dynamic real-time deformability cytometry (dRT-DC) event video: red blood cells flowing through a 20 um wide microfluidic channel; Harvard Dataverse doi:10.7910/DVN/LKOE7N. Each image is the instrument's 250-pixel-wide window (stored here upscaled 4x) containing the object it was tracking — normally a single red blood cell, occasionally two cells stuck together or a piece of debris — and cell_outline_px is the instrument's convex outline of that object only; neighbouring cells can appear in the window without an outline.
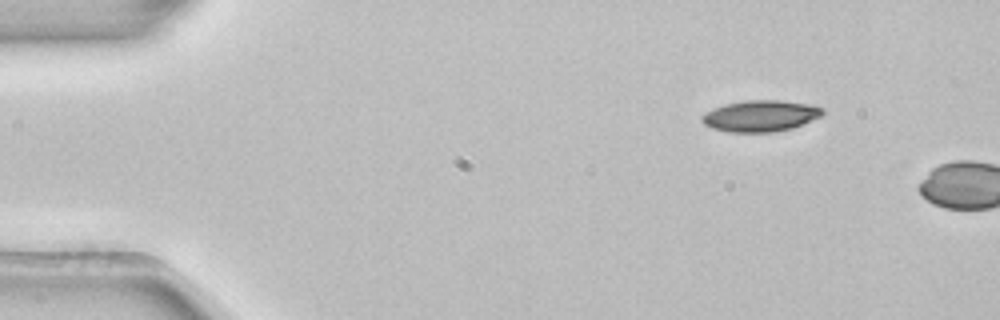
{"species": "common noctule bat (a hibernating species)", "species_latin": "Nyctalus noctula", "temperature_condition": "room temperature", "stored_images_in_passage": 2, "camera_frame_rate_fps": 3000, "um_per_image_px": 0.085, "animal": {"sex": "female", "body_mass_g": 22.7, "forearm_length_mm": 54.2}, "frame": {"image": 1, "passage_image": 1, "time_ms": 0.0, "image_size_px": [1000, 320], "cell_outline_px": [[824, 112], [820, 116], [792, 128], [772, 132], [728, 132], [712, 128], [704, 124], [700, 120], [700, 116], [704, 112], [712, 108], [724, 104], [748, 100], [780, 100], [812, 104], [824, 108]], "centroid_in_image_um": [64.6, 9.84], "position_along_channel_um": 20.4, "area_um2": 22.14}}